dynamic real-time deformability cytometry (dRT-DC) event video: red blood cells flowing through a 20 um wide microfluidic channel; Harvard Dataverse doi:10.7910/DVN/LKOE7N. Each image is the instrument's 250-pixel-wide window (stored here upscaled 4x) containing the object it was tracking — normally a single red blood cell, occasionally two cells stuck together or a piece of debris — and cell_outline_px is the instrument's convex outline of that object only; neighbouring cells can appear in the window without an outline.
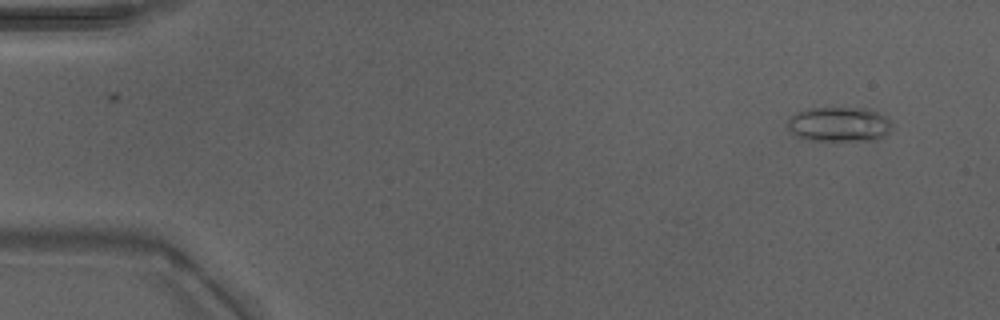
{"species": "Egyptian fruit bat (a non-hibernating species)", "species_latin": "Rousettus aegyptiacus", "temperature_condition": "warm", "stored_images_in_passage": 5, "camera_frame_rate_fps": 3000, "um_per_image_px": 0.085, "animal": {"sex": "male"}, "frame": {"image": 1, "passage_image": 1, "time_ms": 0.0, "image_size_px": [1000, 320], "cell_outline_px": [[892, 128], [888, 132], [876, 140], [812, 140], [796, 136], [788, 128], [788, 120], [796, 112], [808, 108], [872, 108], [888, 116], [892, 124]], "centroid_in_image_um": [71.38, 10.54], "position_along_channel_um": 13.6, "area_um2": 21.27}}